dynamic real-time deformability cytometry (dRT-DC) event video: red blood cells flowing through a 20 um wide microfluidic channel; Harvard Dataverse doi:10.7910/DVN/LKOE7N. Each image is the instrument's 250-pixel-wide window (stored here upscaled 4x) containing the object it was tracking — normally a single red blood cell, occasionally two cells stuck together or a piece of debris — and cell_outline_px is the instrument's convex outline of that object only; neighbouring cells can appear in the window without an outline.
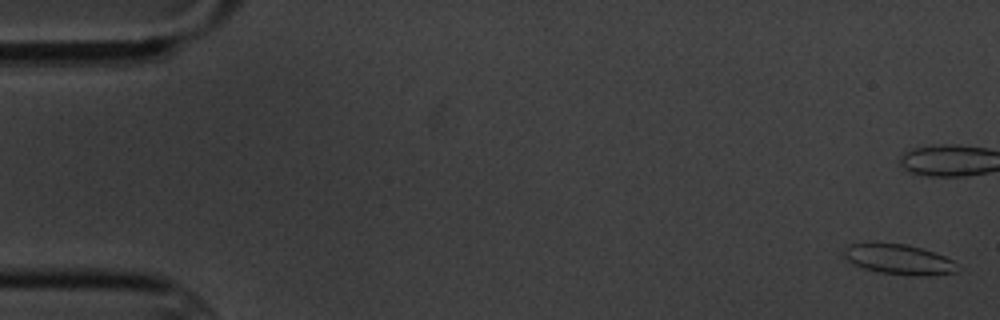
{"species": "common noctule bat (a hibernating species)", "species_latin": "Nyctalus noctula", "temperature_condition": "cold", "stored_images_in_passage": 17, "camera_frame_rate_fps": 3000, "um_per_image_px": 0.085, "animal": {"sex": "male", "body_mass_g": 20.1, "forearm_length_mm": 53.5}, "frame": {"image": 1, "passage_image": 1, "time_ms": 0.0, "image_size_px": [1000, 320], "cell_outline_px": [[956, 272], [928, 276], [916, 276], [880, 272], [864, 268], [852, 264], [844, 256], [844, 248], [848, 244], [868, 240], [872, 240], [908, 244], [944, 256], [952, 260]], "centroid_in_image_um": [76.28, 21.99], "position_along_channel_um": 8.7, "area_um2": 20.35}}
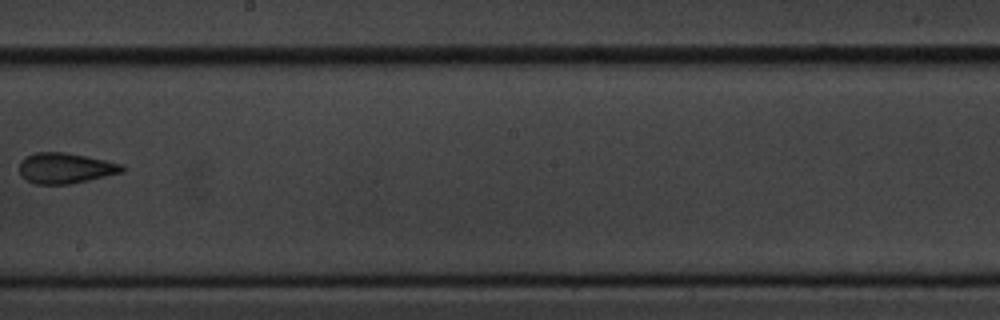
{"frame": {"image": 2, "passage_image": 10, "time_ms": 11.333, "image_size_px": [1000, 320], "cell_outline_px": [[124, 172], [72, 184], [36, 184], [28, 180], [20, 172], [20, 160], [36, 152], [64, 152], [124, 164]], "centroid_in_image_um": [5.59, 14.3], "position_along_channel_um": 242.6, "area_um2": 18.15}}
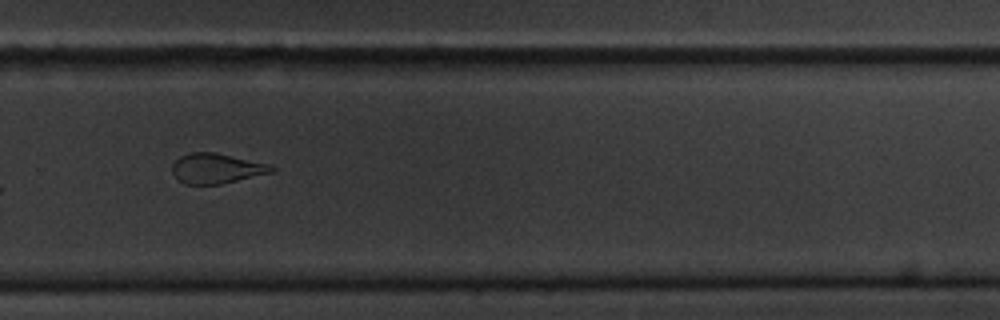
{"frame": {"image": 3, "passage_image": 12, "time_ms": 13.333, "image_size_px": [1000, 320], "cell_outline_px": [[276, 168], [272, 172], [220, 184], [184, 184], [172, 172], [172, 164], [180, 156], [192, 152], [216, 152], [268, 164]], "centroid_in_image_um": [18.38, 14.31], "position_along_channel_um": 311.4, "area_um2": 17.17}, "authors_computed_cell_mechanics": {"area_um2": 19.1318, "velocity_mm_per_s": 3.4575, "shape_relaxation_time_tau1_ms": null, "shape_relaxation_time_tau2_ms": 2.9379, "deformation_change_tau1": null, "deformation_change_tau2": 0.0515}}